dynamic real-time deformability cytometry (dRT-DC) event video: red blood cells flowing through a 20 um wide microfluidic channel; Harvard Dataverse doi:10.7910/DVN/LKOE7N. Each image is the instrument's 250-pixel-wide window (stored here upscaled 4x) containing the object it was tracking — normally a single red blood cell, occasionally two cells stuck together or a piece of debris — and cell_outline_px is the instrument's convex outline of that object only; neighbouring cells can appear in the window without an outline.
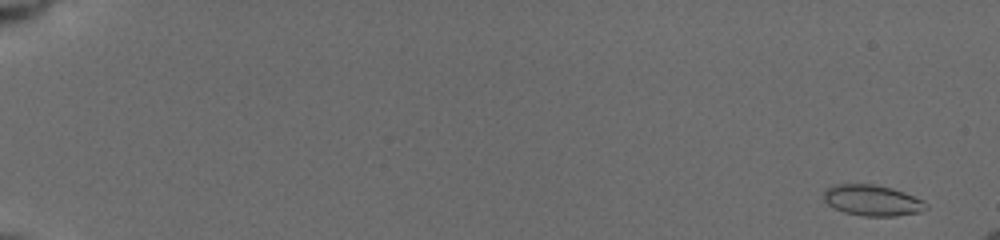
{"species": "common noctule bat (a hibernating species)", "species_latin": "Nyctalus noctula", "temperature_condition": "cold", "stored_images_in_passage": 26, "camera_frame_rate_fps": 3000, "um_per_image_px": 0.085, "animal": {"sex": "female", "body_mass_g": 19.5, "forearm_length_mm": 54.1}, "frame": {"image": 1, "passage_image": 4, "time_ms": 0.667, "image_size_px": [1000, 240], "cell_outline_px": [[928, 208], [920, 212], [896, 216], [864, 216], [844, 212], [828, 204], [824, 200], [824, 192], [832, 184], [872, 184], [892, 188], [904, 192], [924, 200], [928, 204]], "centroid_in_image_um": [74.18, 17.03], "position_along_channel_um": 10.8, "area_um2": 18.44}}